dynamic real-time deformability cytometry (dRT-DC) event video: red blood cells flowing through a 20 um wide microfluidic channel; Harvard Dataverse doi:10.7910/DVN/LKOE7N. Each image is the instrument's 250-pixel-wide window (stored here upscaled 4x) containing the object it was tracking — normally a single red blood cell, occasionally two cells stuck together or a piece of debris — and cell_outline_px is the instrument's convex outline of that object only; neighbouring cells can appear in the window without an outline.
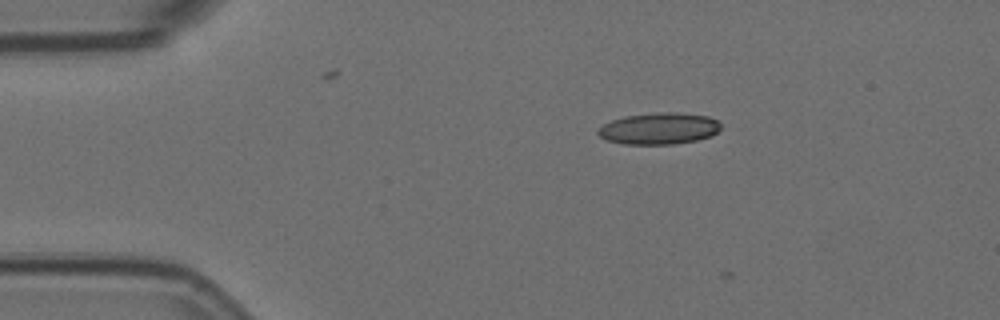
{"species": "Egyptian fruit bat (a non-hibernating species)", "species_latin": "Rousettus aegyptiacus", "temperature_condition": "room temperature", "stored_images_in_passage": 2, "camera_frame_rate_fps": 3000, "um_per_image_px": 0.085, "animal": {"sex": "female"}, "frame": {"image": 1, "passage_image": 1, "time_ms": 0.0, "image_size_px": [1000, 320], "cell_outline_px": [[720, 128], [712, 136], [696, 140], [672, 144], [624, 144], [604, 140], [596, 132], [604, 124], [612, 120], [624, 116], [664, 112], [672, 112], [708, 116], [716, 120], [720, 124]], "centroid_in_image_um": [56.0, 10.93], "position_along_channel_um": 29.0, "area_um2": 22.43}}